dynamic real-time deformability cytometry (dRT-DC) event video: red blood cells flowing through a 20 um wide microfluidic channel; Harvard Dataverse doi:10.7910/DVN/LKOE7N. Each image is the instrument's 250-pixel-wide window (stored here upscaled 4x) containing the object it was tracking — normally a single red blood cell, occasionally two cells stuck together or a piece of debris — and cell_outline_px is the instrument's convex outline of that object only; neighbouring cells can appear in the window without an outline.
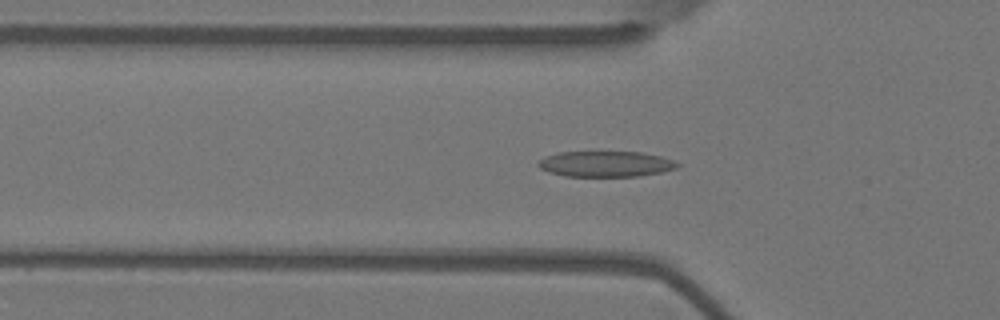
{"species": "Egyptian fruit bat (a non-hibernating species)", "species_latin": "Rousettus aegyptiacus", "temperature_condition": "warm", "stored_images_in_passage": 49, "camera_frame_rate_fps": 3000, "um_per_image_px": 0.085, "animal": {"sex": "female"}, "frame": {"image": 1, "passage_image": 12, "time_ms": 3.667, "image_size_px": [1000, 320], "cell_outline_px": [[680, 164], [676, 168], [660, 172], [640, 176], [564, 176], [548, 172], [540, 168], [536, 164], [544, 156], [560, 152], [640, 152], [660, 156], [672, 160]], "centroid_in_image_um": [51.44, 13.94], "position_along_channel_um": 74.4, "area_um2": 20.75}}
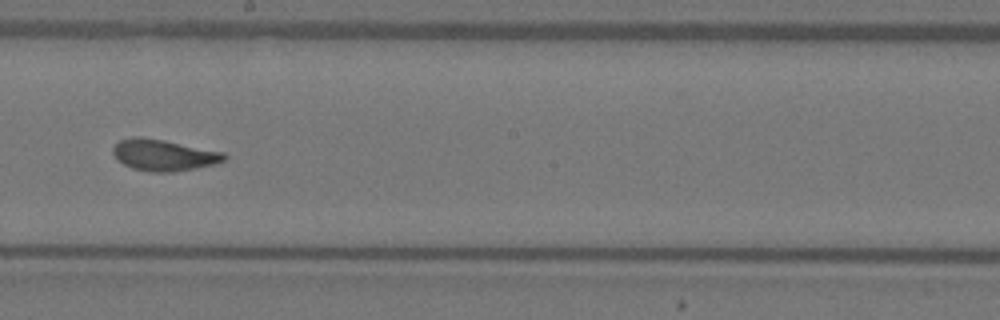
{"frame": {"image": 2, "passage_image": 25, "time_ms": 8.0, "image_size_px": [1000, 320], "cell_outline_px": [[228, 156], [224, 160], [216, 164], [196, 168], [172, 172], [152, 172], [132, 168], [124, 164], [112, 152], [112, 148], [120, 140], [132, 136], [140, 136], [164, 140], [224, 152]], "centroid_in_image_um": [13.93, 13.17], "position_along_channel_um": 234.3, "area_um2": 20.29}}
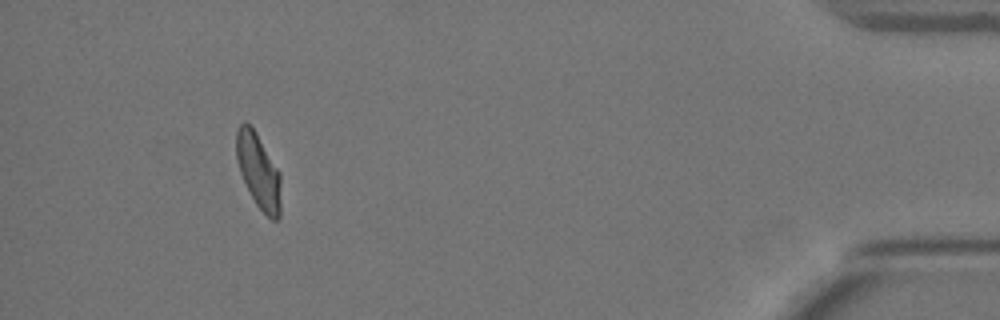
{"frame": {"image": 3, "passage_image": 45, "time_ms": 14.667, "image_size_px": [1000, 320], "cell_outline_px": [[280, 216], [276, 220], [272, 220], [256, 204], [240, 172], [236, 160], [236, 128], [244, 120], [256, 132], [280, 172]], "centroid_in_image_um": [21.96, 14.5], "position_along_channel_um": 413.2, "area_um2": 19.25}, "authors_computed_cell_mechanics": {"area_um2": 19.941, "velocity_mm_per_s": 3.6772, "shape_relaxation_time_tau1_ms": 5.0535, "shape_relaxation_time_tau2_ms": 1.1543, "deformation_change_tau1": 0.1775, "deformation_change_tau2": 0.0832}}